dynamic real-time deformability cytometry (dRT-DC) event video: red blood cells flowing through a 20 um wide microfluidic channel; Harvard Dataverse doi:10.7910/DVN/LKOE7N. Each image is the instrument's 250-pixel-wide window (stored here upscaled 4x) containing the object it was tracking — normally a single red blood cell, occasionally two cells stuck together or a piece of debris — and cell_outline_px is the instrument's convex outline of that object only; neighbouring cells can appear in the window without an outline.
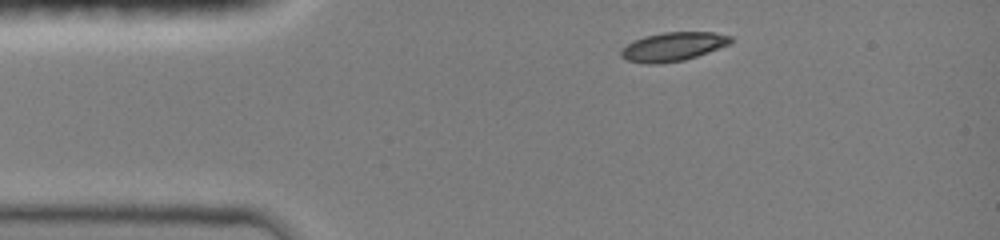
{"species": "common noctule bat (a hibernating species)", "species_latin": "Nyctalus noctula", "temperature_condition": "room temperature", "stored_images_in_passage": 3, "camera_frame_rate_fps": 3000, "um_per_image_px": 0.085, "animal": {"sex": "female", "body_mass_g": 19.0, "forearm_length_mm": 51.5}, "frame": {"image": 1, "passage_image": 1, "time_ms": 0.0, "image_size_px": [1000, 240], "cell_outline_px": [[732, 44], [684, 60], [652, 64], [648, 64], [628, 60], [620, 56], [620, 52], [628, 44], [644, 36], [664, 32], [712, 32], [732, 36]], "centroid_in_image_um": [57.25, 3.95], "position_along_channel_um": 27.7, "area_um2": 18.21}}